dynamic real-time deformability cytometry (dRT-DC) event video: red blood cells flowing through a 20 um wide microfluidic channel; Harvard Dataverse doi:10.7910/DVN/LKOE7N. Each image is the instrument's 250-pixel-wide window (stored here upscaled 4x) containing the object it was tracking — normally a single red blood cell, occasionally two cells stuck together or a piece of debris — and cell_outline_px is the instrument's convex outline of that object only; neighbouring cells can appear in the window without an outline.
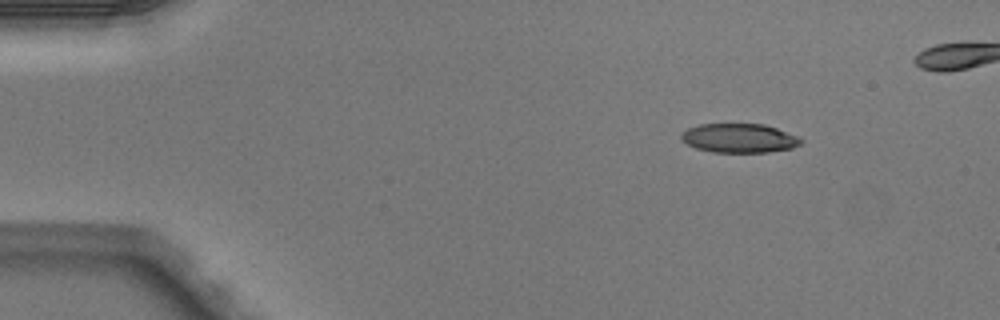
{"species": "Egyptian fruit bat (a non-hibernating species)", "species_latin": "Rousettus aegyptiacus", "temperature_condition": "warm", "stored_images_in_passage": 4, "camera_frame_rate_fps": 3000, "um_per_image_px": 0.085, "animal": {"sex": "male"}, "frame": {"image": 1, "passage_image": 1, "time_ms": 0.0, "image_size_px": [1000, 320], "cell_outline_px": [[804, 140], [800, 144], [792, 148], [768, 152], [712, 152], [696, 148], [680, 140], [680, 132], [688, 128], [700, 124], [764, 124], [776, 128], [796, 136]], "centroid_in_image_um": [62.79, 11.74], "position_along_channel_um": 22.2, "area_um2": 20.29}}